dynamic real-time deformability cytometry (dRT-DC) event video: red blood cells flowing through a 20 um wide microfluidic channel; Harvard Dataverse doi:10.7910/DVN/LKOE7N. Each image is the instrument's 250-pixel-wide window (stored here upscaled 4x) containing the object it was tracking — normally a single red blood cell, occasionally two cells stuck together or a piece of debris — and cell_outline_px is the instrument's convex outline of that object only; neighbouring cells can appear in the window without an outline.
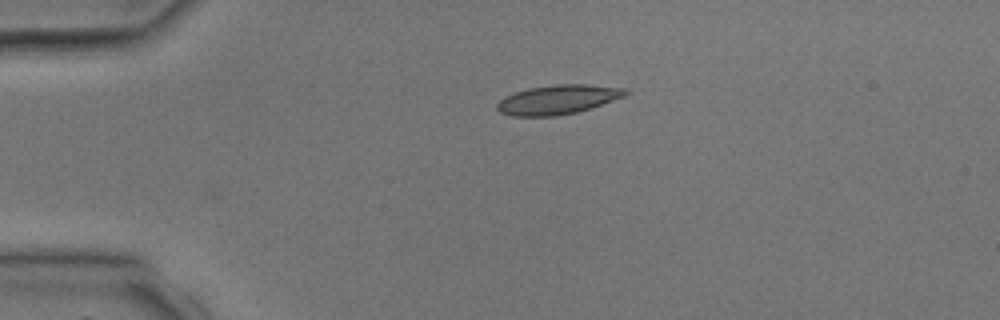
{"species": "common noctule bat (a hibernating species)", "species_latin": "Nyctalus noctula", "temperature_condition": "room temperature", "stored_images_in_passage": 3, "camera_frame_rate_fps": 3000, "um_per_image_px": 0.085, "animal": {"sex": "male", "body_mass_g": 17.9, "forearm_length_mm": 54.2}, "frame": {"image": 1, "passage_image": 1, "time_ms": 0.0, "image_size_px": [1000, 320], "cell_outline_px": [[628, 92], [624, 96], [592, 108], [576, 112], [556, 116], [512, 116], [500, 112], [496, 108], [496, 104], [504, 96], [528, 88], [556, 84], [584, 84], [624, 88]], "centroid_in_image_um": [47.39, 8.47], "position_along_channel_um": 37.6, "area_um2": 21.85}}